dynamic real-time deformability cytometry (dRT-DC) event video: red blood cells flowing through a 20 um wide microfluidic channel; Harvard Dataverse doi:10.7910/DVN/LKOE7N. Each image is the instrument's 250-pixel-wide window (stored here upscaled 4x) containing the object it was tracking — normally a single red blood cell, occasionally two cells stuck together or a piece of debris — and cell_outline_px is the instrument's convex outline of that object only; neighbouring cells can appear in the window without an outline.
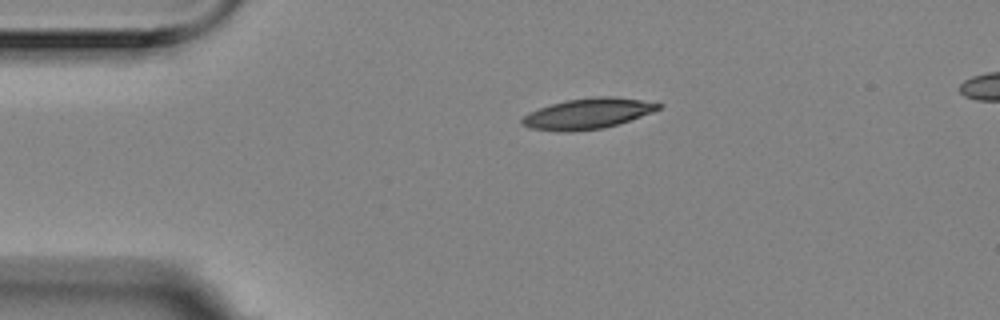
{"species": "Egyptian fruit bat (a non-hibernating species)", "species_latin": "Rousettus aegyptiacus", "temperature_condition": "room temperature", "stored_images_in_passage": 2, "camera_frame_rate_fps": 3000, "um_per_image_px": 0.085, "animal": {"sex": "female"}, "frame": {"image": 1, "passage_image": 1, "time_ms": 0.0, "image_size_px": [1000, 320], "cell_outline_px": [[664, 104], [660, 108], [652, 112], [604, 128], [532, 128], [524, 124], [520, 120], [528, 112], [564, 100], [592, 96], [612, 96], [640, 100]], "centroid_in_image_um": [50.03, 9.58], "position_along_channel_um": 35.0, "area_um2": 22.95}}